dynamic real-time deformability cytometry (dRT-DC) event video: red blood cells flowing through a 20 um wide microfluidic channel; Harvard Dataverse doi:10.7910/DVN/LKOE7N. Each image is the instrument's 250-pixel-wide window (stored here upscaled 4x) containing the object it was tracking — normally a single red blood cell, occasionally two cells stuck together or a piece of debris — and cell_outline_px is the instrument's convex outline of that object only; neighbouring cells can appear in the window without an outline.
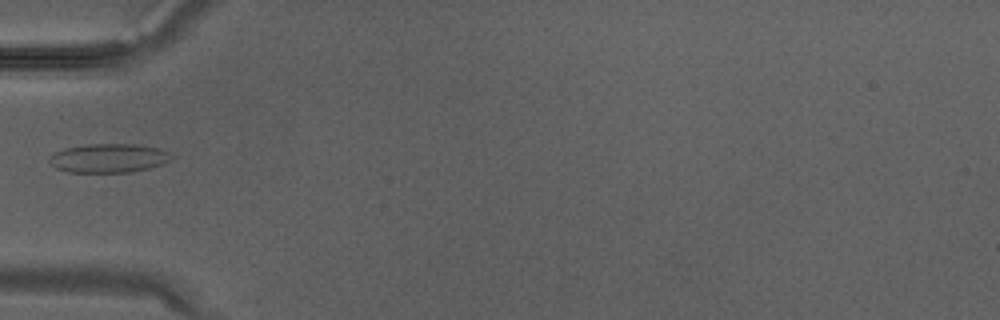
{"species": "Egyptian fruit bat (a non-hibernating species)", "species_latin": "Rousettus aegyptiacus", "temperature_condition": "warm", "stored_images_in_passage": 23, "camera_frame_rate_fps": 3000, "um_per_image_px": 0.085, "animal": {"sex": "male"}, "frame": {"image": 1, "passage_image": 1, "time_ms": 0.0, "image_size_px": [1000, 320], "cell_outline_px": [[172, 160], [164, 164], [132, 172], [68, 172], [56, 168], [48, 160], [56, 152], [64, 148], [88, 144], [136, 144], [156, 148], [168, 152], [172, 156]], "centroid_in_image_um": [9.25, 13.44], "position_along_channel_um": 75.7, "area_um2": 20.46}}
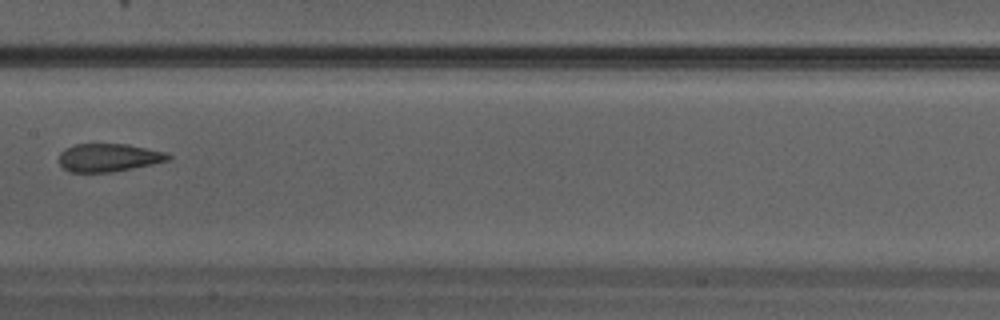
{"frame": {"image": 2, "passage_image": 7, "time_ms": 2.0, "image_size_px": [1000, 320], "cell_outline_px": [[172, 156], [168, 160], [152, 164], [112, 172], [72, 172], [64, 168], [60, 164], [60, 152], [64, 148], [76, 144], [128, 144], [168, 152]], "centroid_in_image_um": [9.26, 13.38], "position_along_channel_um": 198.1, "area_um2": 17.86}}